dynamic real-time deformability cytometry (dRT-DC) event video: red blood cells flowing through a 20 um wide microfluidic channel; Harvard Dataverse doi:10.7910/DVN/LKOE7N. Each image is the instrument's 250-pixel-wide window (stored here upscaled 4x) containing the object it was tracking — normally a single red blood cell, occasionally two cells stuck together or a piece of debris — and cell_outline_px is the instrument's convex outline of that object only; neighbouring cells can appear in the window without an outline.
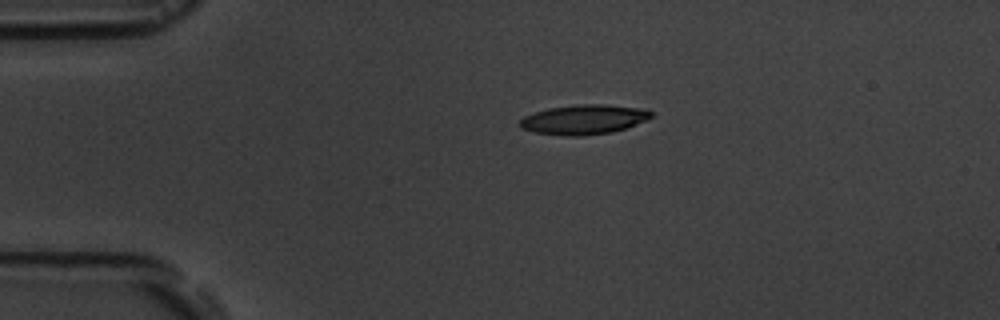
{"species": "common noctule bat (a hibernating species)", "species_latin": "Nyctalus noctula", "temperature_condition": "room temperature", "stored_images_in_passage": 2, "camera_frame_rate_fps": 3000, "um_per_image_px": 0.085, "animal": {"sex": "male", "body_mass_g": 19.5, "forearm_length_mm": 54.6}, "frame": {"image": 1, "passage_image": 2, "time_ms": 1.333, "image_size_px": [1000, 320], "cell_outline_px": [[652, 116], [648, 120], [612, 132], [580, 136], [568, 136], [532, 132], [520, 128], [520, 120], [524, 116], [548, 108], [576, 104], [604, 104], [644, 108], [652, 112]], "centroid_in_image_um": [49.63, 10.15], "position_along_channel_um": 35.4, "area_um2": 22.77}}